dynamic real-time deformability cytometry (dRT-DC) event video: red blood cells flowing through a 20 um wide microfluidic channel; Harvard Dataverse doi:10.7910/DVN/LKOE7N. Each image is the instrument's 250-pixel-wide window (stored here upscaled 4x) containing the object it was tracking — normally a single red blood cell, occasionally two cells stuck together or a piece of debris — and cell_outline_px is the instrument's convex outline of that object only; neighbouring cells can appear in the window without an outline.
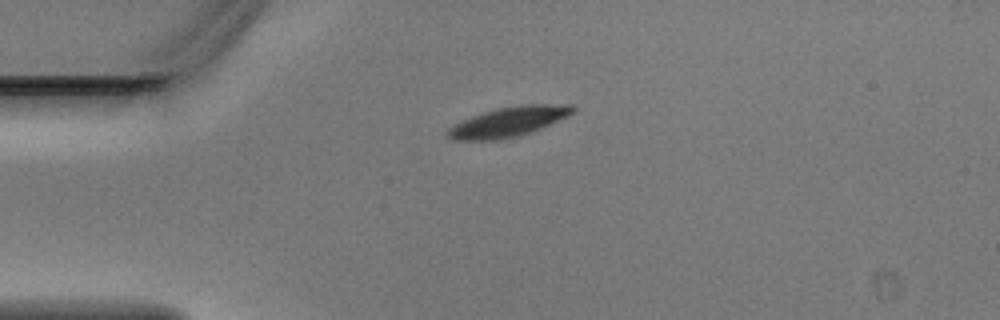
{"species": "Egyptian fruit bat (a non-hibernating species)", "species_latin": "Rousettus aegyptiacus", "temperature_condition": "warm", "stored_images_in_passage": 3, "camera_frame_rate_fps": 3000, "um_per_image_px": 0.085, "animal": {"sex": "male"}, "frame": {"image": 1, "passage_image": 1, "time_ms": 0.0, "image_size_px": [1000, 320], "cell_outline_px": [[576, 108], [568, 116], [540, 128], [520, 136], [496, 140], [452, 140], [444, 132], [448, 128], [472, 116], [496, 108], [520, 104], [572, 104]], "centroid_in_image_um": [43.22, 10.34], "position_along_channel_um": 41.8, "area_um2": 21.68}}